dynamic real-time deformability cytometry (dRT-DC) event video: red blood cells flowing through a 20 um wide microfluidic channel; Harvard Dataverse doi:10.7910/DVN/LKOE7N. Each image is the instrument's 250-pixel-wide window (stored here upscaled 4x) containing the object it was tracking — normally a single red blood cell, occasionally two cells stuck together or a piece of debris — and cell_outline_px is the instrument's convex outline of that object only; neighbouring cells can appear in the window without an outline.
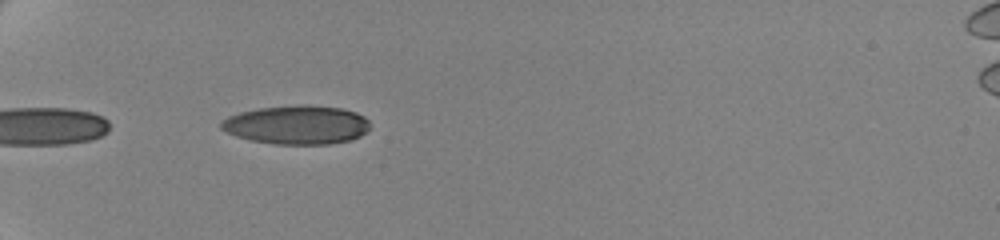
{"species": "human", "species_latin": "Homo sapiens", "temperature_condition": "cold", "stored_images_in_passage": 41, "camera_frame_rate_fps": 3000, "um_per_image_px": 0.085, "donor": {"sex": "female"}, "frame": {"image": 1, "passage_image": 3, "time_ms": 0.667, "image_size_px": [1000, 240], "cell_outline_px": [[368, 128], [360, 136], [348, 140], [328, 144], [276, 144], [252, 140], [236, 136], [220, 128], [220, 120], [228, 116], [240, 112], [260, 108], [296, 104], [304, 104], [340, 108], [356, 112], [364, 116], [368, 120]], "centroid_in_image_um": [25.2, 10.6], "position_along_channel_um": 59.8, "area_um2": 33.58}}
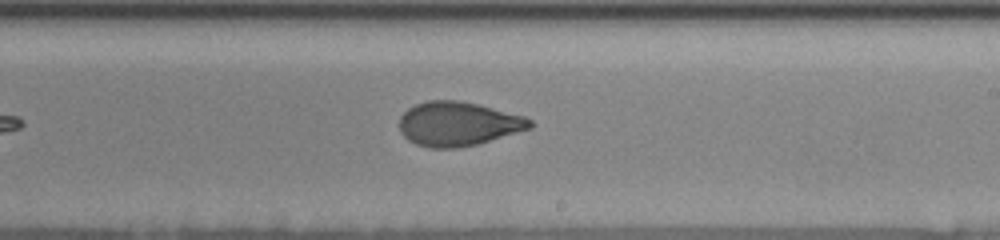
{"frame": {"image": 2, "passage_image": 21, "time_ms": 6.667, "image_size_px": [1000, 240], "cell_outline_px": [[532, 128], [476, 144], [456, 148], [428, 148], [416, 144], [408, 140], [400, 132], [400, 116], [408, 108], [416, 104], [428, 100], [460, 100], [524, 116], [532, 120]], "centroid_in_image_um": [38.91, 10.53], "position_along_channel_um": 250.1, "area_um2": 33.47}}
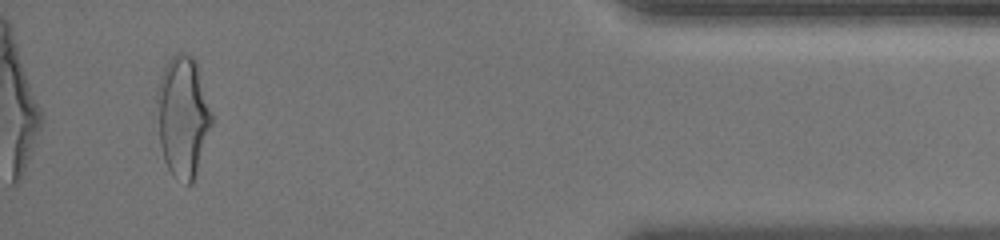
{"frame": {"image": 3, "passage_image": 39, "time_ms": 12.667, "image_size_px": [1000, 240], "cell_outline_px": [[212, 124], [192, 184], [188, 184], [172, 176], [164, 160], [160, 144], [156, 100], [156, 88], [160, 76], [168, 60], [176, 52], [180, 52], [192, 56], [196, 60], [212, 116]], "centroid_in_image_um": [15.52, 9.88], "position_along_channel_um": 419.7, "area_um2": 38.44}, "authors_computed_cell_mechanics": {"area_um2": 34.2176, "velocity_mm_per_s": 3.5105, "shape_relaxation_time_tau1_ms": 5.271, "shape_relaxation_time_tau2_ms": 1.316, "deformation_change_tau1": 0.1757, "deformation_change_tau2": 0.0599}}